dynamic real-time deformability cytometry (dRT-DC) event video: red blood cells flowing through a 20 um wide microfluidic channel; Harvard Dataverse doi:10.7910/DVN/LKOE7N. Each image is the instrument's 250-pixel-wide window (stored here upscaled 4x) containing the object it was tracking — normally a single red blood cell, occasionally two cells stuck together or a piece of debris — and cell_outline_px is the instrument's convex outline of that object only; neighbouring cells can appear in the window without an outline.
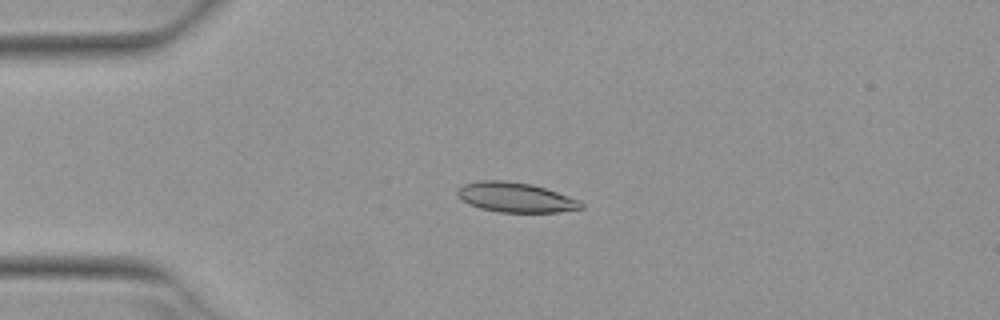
{"species": "Egyptian fruit bat (a non-hibernating species)", "species_latin": "Rousettus aegyptiacus", "temperature_condition": "warm", "stored_images_in_passage": 6, "camera_frame_rate_fps": 3000, "um_per_image_px": 0.085, "animal": {"sex": "female"}, "frame": {"image": 1, "passage_image": 3, "time_ms": 0.667, "image_size_px": [1000, 320], "cell_outline_px": [[584, 208], [560, 212], [500, 212], [480, 208], [468, 204], [456, 196], [456, 188], [464, 184], [480, 180], [504, 180], [532, 184], [580, 200], [584, 204]], "centroid_in_image_um": [43.79, 16.77], "position_along_channel_um": 41.2, "area_um2": 21.62}}
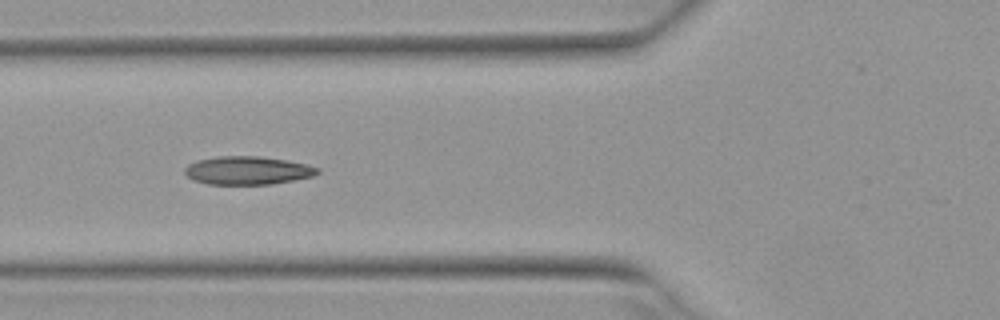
{"frame": {"image": 2, "passage_image": 5, "time_ms": 1.333, "image_size_px": [1000, 320], "cell_outline_px": [[320, 172], [312, 176], [296, 180], [272, 184], [208, 184], [192, 180], [184, 172], [184, 168], [188, 164], [196, 160], [220, 156], [260, 156], [288, 160], [308, 164], [320, 168]], "centroid_in_image_um": [21.06, 14.48], "position_along_channel_um": 104.7, "area_um2": 22.08}}
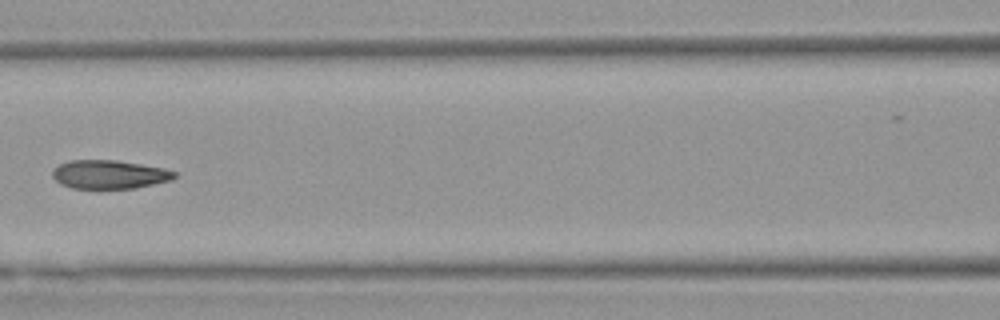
{"frame": {"image": 3, "passage_image": 6, "time_ms": 1.667, "image_size_px": [1000, 320], "cell_outline_px": [[176, 176], [172, 180], [136, 188], [72, 188], [60, 184], [52, 176], [52, 168], [68, 160], [116, 160], [164, 168], [176, 172]], "centroid_in_image_um": [9.28, 14.82], "position_along_channel_um": 157.3, "area_um2": 20.4}}